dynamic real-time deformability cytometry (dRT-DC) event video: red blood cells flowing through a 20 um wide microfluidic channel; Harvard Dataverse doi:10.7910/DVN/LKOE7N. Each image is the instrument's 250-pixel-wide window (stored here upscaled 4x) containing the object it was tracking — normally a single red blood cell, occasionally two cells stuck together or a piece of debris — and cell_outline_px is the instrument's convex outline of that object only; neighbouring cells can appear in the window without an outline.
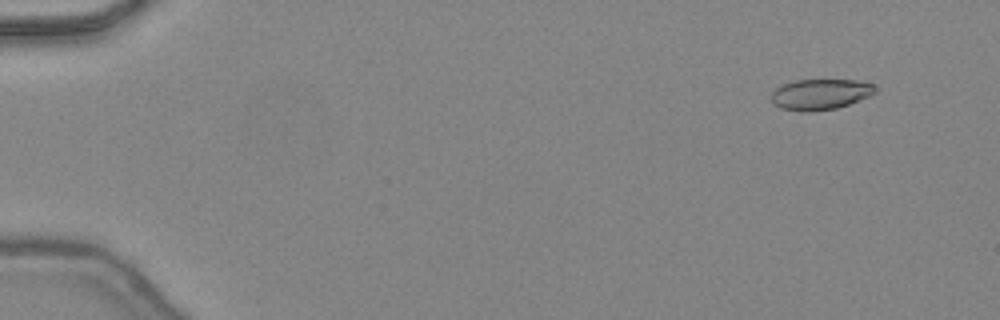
{"species": "common noctule bat (a hibernating species)", "species_latin": "Nyctalus noctula", "temperature_condition": "warm", "stored_images_in_passage": 48, "camera_frame_rate_fps": 3000, "um_per_image_px": 0.085, "animal": {"sex": "female", "body_mass_g": 24.6, "forearm_length_mm": 56.2}, "frame": {"image": 1, "passage_image": 5, "time_ms": 1.333, "image_size_px": [1000, 320], "cell_outline_px": [[876, 92], [860, 100], [836, 108], [812, 112], [804, 112], [780, 108], [772, 104], [772, 92], [776, 88], [784, 84], [796, 80], [856, 80], [872, 84], [876, 88]], "centroid_in_image_um": [69.7, 8.02], "position_along_channel_um": 15.3, "area_um2": 18.55}}
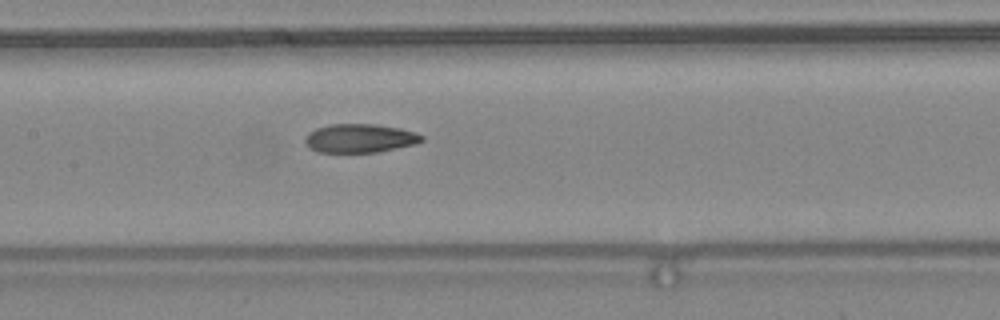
{"frame": {"image": 2, "passage_image": 25, "time_ms": 8.0, "image_size_px": [1000, 320], "cell_outline_px": [[424, 140], [416, 144], [380, 152], [316, 152], [304, 140], [308, 132], [316, 128], [328, 124], [372, 124], [400, 128], [416, 132], [424, 136]], "centroid_in_image_um": [30.62, 11.75], "position_along_channel_um": 176.8, "area_um2": 19.59}}
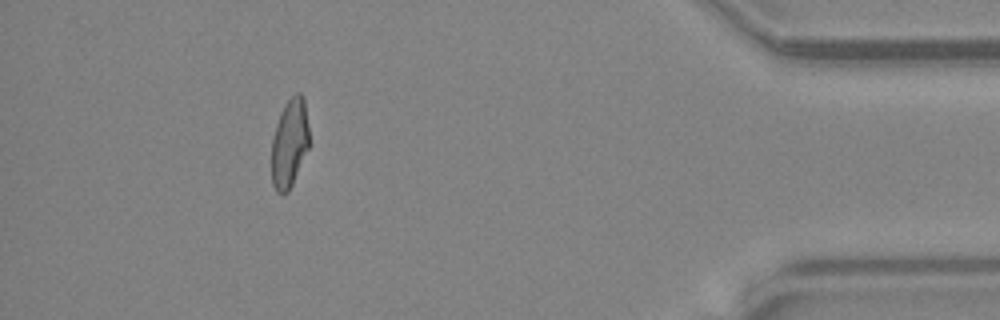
{"frame": {"image": 3, "passage_image": 44, "time_ms": 14.333, "image_size_px": [1000, 320], "cell_outline_px": [[308, 148], [292, 184], [288, 192], [276, 192], [272, 184], [272, 136], [280, 112], [284, 104], [296, 92], [300, 92], [304, 96], [308, 124]], "centroid_in_image_um": [24.6, 12.12], "position_along_channel_um": 410.6, "area_um2": 19.36}, "authors_computed_cell_mechanics": {"area_um2": 19.9988, "velocity_mm_per_s": 4.487, "shape_relaxation_time_tau1_ms": 8.8023, "shape_relaxation_time_tau2_ms": 2.533, "deformation_change_tau1": 0.2492, "deformation_change_tau2": 0.0959}}